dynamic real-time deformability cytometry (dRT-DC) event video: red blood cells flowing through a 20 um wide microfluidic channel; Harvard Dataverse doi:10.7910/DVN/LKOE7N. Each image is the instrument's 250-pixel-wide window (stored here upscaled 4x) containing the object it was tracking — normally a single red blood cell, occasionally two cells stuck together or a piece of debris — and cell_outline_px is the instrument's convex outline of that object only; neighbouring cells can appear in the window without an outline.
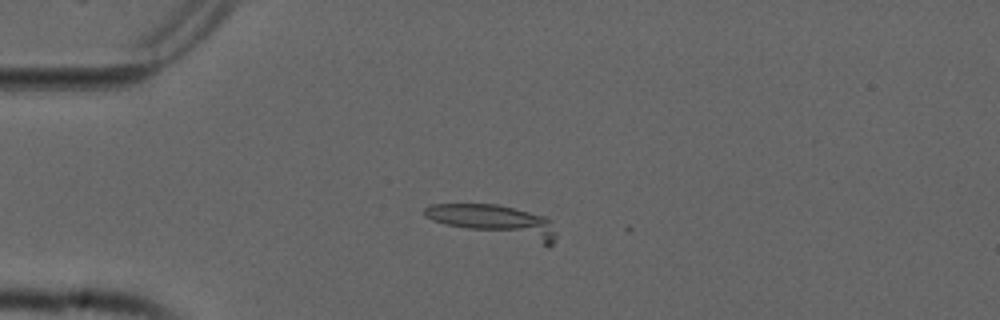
{"species": "common noctule bat (a hibernating species)", "species_latin": "Nyctalus noctula", "temperature_condition": "cold", "stored_images_in_passage": 12, "camera_frame_rate_fps": 3000, "um_per_image_px": 0.085, "animal": {"sex": "male", "forearm_length_mm": 52.5}, "frame": {"image": 1, "passage_image": 10, "time_ms": 3.0, "image_size_px": [1000, 320], "cell_outline_px": [[556, 236], [552, 244], [548, 248], [448, 224], [432, 220], [424, 216], [424, 208], [432, 204], [496, 204], [544, 216], [552, 220], [556, 232]], "centroid_in_image_um": [42.19, 18.84], "position_along_channel_um": 42.8, "area_um2": 24.62}}